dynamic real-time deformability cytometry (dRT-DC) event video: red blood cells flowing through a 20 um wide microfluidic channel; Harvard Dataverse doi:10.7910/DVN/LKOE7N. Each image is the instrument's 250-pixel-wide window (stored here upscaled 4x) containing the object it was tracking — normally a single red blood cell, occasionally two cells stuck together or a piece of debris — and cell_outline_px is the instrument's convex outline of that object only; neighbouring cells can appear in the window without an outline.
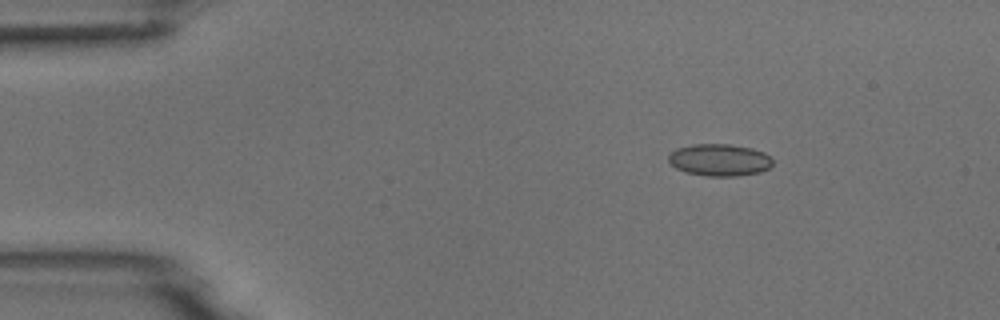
{"species": "common noctule bat (a hibernating species)", "species_latin": "Nyctalus noctula", "temperature_condition": "room temperature", "stored_images_in_passage": 3, "camera_frame_rate_fps": 3000, "um_per_image_px": 0.085, "animal": {"sex": "male", "body_mass_g": 18.8}, "frame": {"image": 1, "passage_image": 1, "time_ms": 0.0, "image_size_px": [1000, 320], "cell_outline_px": [[772, 164], [768, 168], [760, 172], [736, 176], [704, 176], [684, 172], [676, 168], [668, 160], [668, 156], [676, 148], [692, 144], [732, 144], [752, 148], [764, 152], [772, 160]], "centroid_in_image_um": [61.14, 13.59], "position_along_channel_um": 23.9, "area_um2": 19.54}}